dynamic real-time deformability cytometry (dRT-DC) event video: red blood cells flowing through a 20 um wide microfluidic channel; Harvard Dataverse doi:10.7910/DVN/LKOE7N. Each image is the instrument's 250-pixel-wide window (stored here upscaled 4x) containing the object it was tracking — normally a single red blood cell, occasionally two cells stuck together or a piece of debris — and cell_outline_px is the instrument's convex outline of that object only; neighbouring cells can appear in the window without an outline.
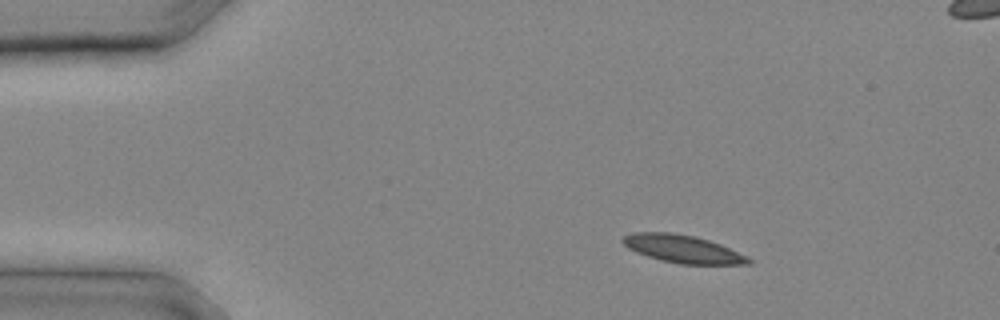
{"species": "common noctule bat (a hibernating species)", "species_latin": "Nyctalus noctula", "temperature_condition": "cold", "stored_images_in_passage": 11, "camera_frame_rate_fps": 3000, "um_per_image_px": 0.085, "animal": {"sex": "male", "body_mass_g": 20.4}, "frame": {"image": 1, "passage_image": 1, "time_ms": 0.0, "image_size_px": [1000, 320], "cell_outline_px": [[752, 264], [680, 264], [648, 256], [636, 252], [628, 248], [620, 240], [624, 236], [632, 232], [672, 232], [696, 236], [720, 244], [752, 260]], "centroid_in_image_um": [57.98, 21.14], "position_along_channel_um": 27.0, "area_um2": 20.11}}
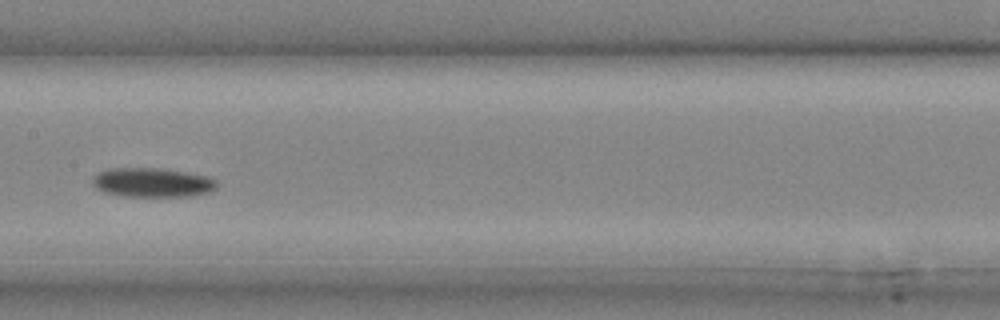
{"frame": {"image": 2, "passage_image": 10, "time_ms": 3.0, "image_size_px": [1000, 320], "cell_outline_px": [[220, 184], [216, 188], [208, 192], [192, 196], [124, 196], [104, 192], [96, 188], [92, 184], [92, 176], [108, 168], [164, 168], [208, 176], [216, 180]], "centroid_in_image_um": [12.96, 15.5], "position_along_channel_um": 194.4, "area_um2": 21.39}}